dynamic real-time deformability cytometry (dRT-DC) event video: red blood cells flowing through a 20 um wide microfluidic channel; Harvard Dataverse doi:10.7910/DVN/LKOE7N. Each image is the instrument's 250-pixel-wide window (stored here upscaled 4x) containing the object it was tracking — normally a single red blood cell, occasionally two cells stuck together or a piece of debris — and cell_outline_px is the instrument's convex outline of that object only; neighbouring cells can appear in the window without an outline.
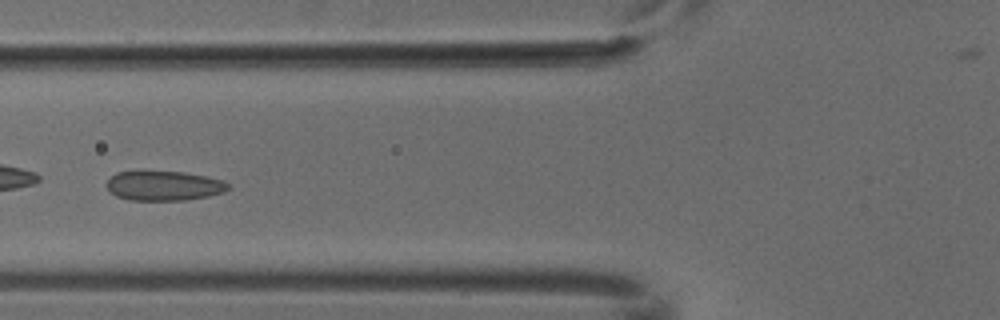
{"species": "common noctule bat (a hibernating species)", "species_latin": "Nyctalus noctula", "temperature_condition": "cold", "stored_images_in_passage": 6, "camera_frame_rate_fps": 3000, "um_per_image_px": 0.085, "animal": {"sex": "male", "body_mass_g": 18.8}, "frame": {"image": 1, "passage_image": 5, "time_ms": 1.333, "image_size_px": [1000, 320], "cell_outline_px": [[232, 188], [224, 192], [208, 196], [184, 200], [128, 200], [116, 196], [108, 188], [108, 180], [116, 172], [140, 168], [144, 168], [184, 172], [208, 176], [224, 180]], "centroid_in_image_um": [13.93, 15.73], "position_along_channel_um": 111.9, "area_um2": 21.91}}
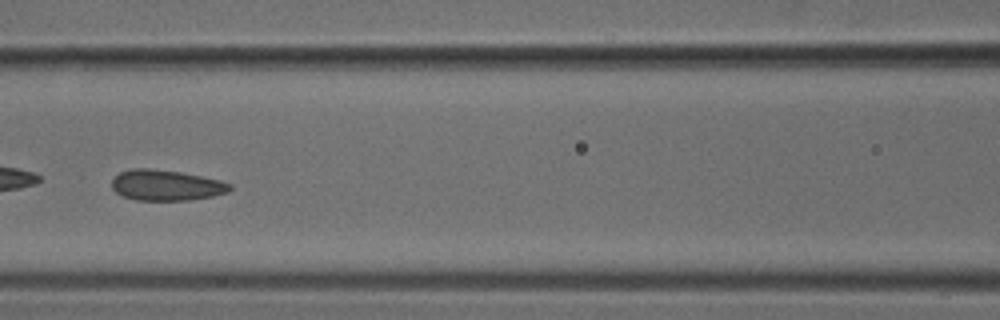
{"frame": {"image": 2, "passage_image": 6, "time_ms": 1.667, "image_size_px": [1000, 320], "cell_outline_px": [[232, 188], [228, 192], [212, 196], [188, 200], [136, 200], [124, 196], [116, 192], [112, 188], [112, 180], [120, 172], [132, 168], [148, 168], [180, 172], [220, 180], [232, 184]], "centroid_in_image_um": [14.13, 15.74], "position_along_channel_um": 152.5, "area_um2": 20.98}}